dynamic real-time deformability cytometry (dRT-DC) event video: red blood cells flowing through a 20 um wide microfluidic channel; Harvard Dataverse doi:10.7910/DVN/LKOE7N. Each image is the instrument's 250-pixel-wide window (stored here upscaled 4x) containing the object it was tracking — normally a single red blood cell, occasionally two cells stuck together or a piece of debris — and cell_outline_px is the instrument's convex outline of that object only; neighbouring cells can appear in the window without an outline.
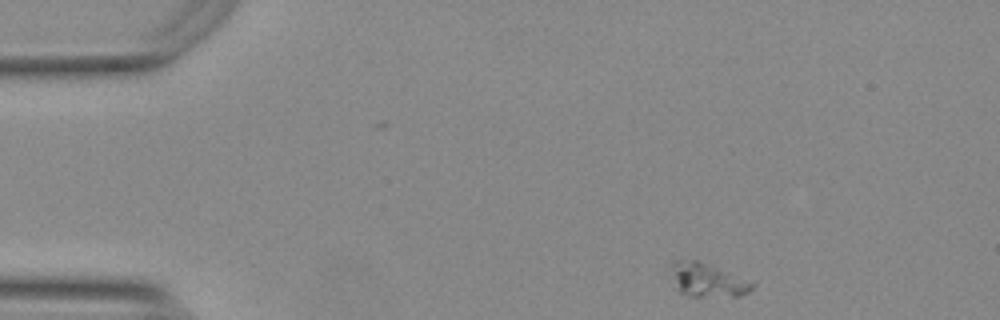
{"species": "Egyptian fruit bat (a non-hibernating species)", "species_latin": "Rousettus aegyptiacus", "temperature_condition": "warm", "stored_images_in_passage": 48, "camera_frame_rate_fps": 3000, "um_per_image_px": 0.085, "animal": {"sex": "female"}, "frame": {"image": 1, "passage_image": 1, "time_ms": 0.0, "image_size_px": [1000, 320], "cell_outline_px": [[756, 284], [748, 292], [740, 296], [688, 296], [676, 292], [664, 268], [672, 260], [696, 260]], "centroid_in_image_um": [59.9, 23.8], "position_along_channel_um": 25.1, "area_um2": 16.36}}
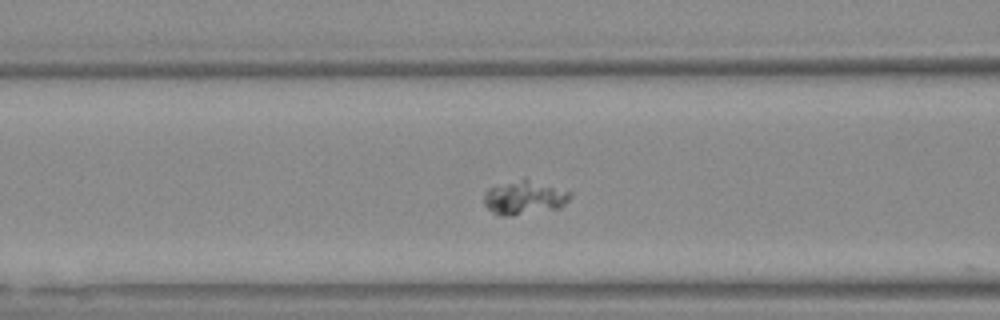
{"frame": {"image": 2, "passage_image": 15, "time_ms": 4.667, "image_size_px": [1000, 320], "cell_outline_px": [[572, 196], [560, 208], [512, 216], [500, 216], [492, 212], [484, 204], [484, 192], [488, 188], [524, 176], [572, 192]], "centroid_in_image_um": [44.57, 16.77], "position_along_channel_um": 122.0, "area_um2": 17.51}}
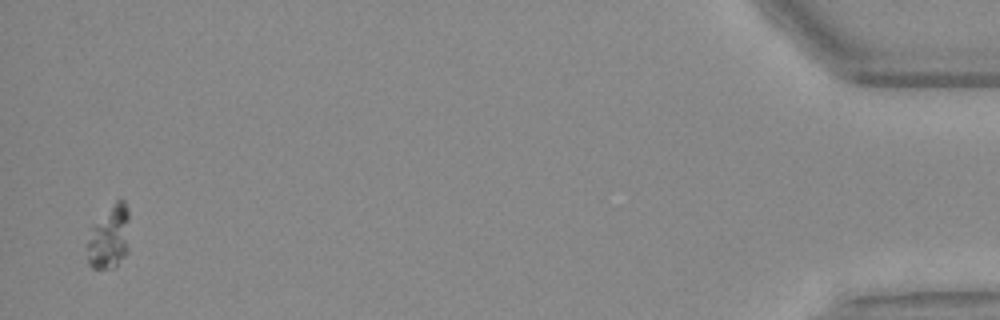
{"frame": {"image": 3, "passage_image": 47, "time_ms": 15.333, "image_size_px": [1000, 320], "cell_outline_px": [[128, 252], [116, 268], [92, 268], [88, 264], [88, 244], [92, 224], [120, 196], [124, 200], [128, 212]], "centroid_in_image_um": [9.3, 20.16], "position_along_channel_um": 425.9, "area_um2": 15.78}}